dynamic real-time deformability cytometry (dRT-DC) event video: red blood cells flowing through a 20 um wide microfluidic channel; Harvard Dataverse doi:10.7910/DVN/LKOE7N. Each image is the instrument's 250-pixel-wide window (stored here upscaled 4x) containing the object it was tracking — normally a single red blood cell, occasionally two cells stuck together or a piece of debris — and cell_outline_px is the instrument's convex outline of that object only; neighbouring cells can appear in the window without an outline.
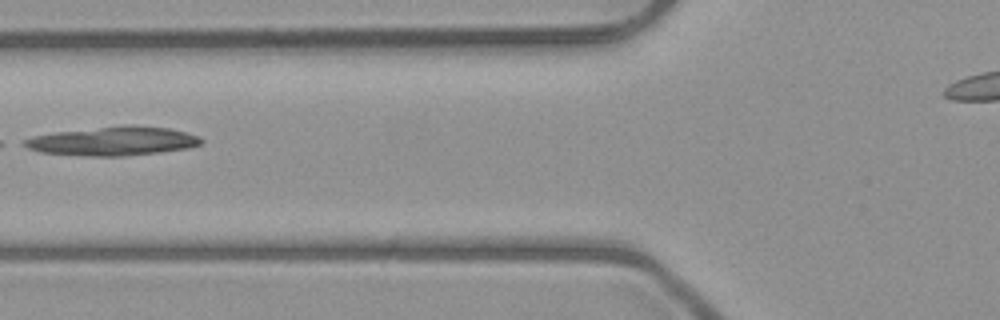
{"species": "common noctule bat (a hibernating species)", "species_latin": "Nyctalus noctula", "temperature_condition": "room temperature", "stored_images_in_passage": 2, "camera_frame_rate_fps": 3000, "um_per_image_px": 0.085, "animal": {"sex": "male", "body_mass_g": 23.1, "forearm_length_mm": 52.7}, "frame": {"image": 1, "passage_image": 2, "time_ms": 1.0, "image_size_px": [1000, 320], "cell_outline_px": [[204, 144], [188, 148], [160, 152], [124, 156], [88, 156], [40, 152], [28, 148], [20, 144], [20, 140], [32, 136], [56, 132], [124, 124], [132, 124], [168, 128], [188, 132], [200, 136], [204, 140]], "centroid_in_image_um": [9.63, 11.98], "position_along_channel_um": 116.2, "area_um2": 30.29}}